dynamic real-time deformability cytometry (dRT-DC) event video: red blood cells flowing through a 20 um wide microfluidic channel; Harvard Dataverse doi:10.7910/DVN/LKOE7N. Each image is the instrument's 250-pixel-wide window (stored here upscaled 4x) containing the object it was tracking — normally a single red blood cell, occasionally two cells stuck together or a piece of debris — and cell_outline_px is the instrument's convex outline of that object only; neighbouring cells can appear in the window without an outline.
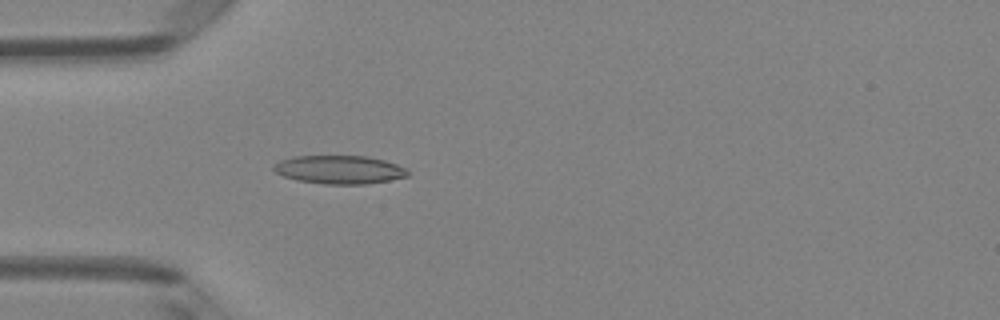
{"species": "Egyptian fruit bat (a non-hibernating species)", "species_latin": "Rousettus aegyptiacus", "temperature_condition": "room temperature", "stored_images_in_passage": 3, "camera_frame_rate_fps": 3000, "um_per_image_px": 0.085, "animal": {"sex": "female"}, "frame": {"image": 1, "passage_image": 3, "time_ms": 3.333, "image_size_px": [1000, 320], "cell_outline_px": [[408, 176], [388, 180], [364, 184], [324, 184], [296, 180], [284, 176], [276, 172], [272, 168], [272, 164], [280, 160], [292, 156], [368, 156], [384, 160], [408, 168]], "centroid_in_image_um": [28.82, 14.41], "position_along_channel_um": 56.2, "area_um2": 22.25}}